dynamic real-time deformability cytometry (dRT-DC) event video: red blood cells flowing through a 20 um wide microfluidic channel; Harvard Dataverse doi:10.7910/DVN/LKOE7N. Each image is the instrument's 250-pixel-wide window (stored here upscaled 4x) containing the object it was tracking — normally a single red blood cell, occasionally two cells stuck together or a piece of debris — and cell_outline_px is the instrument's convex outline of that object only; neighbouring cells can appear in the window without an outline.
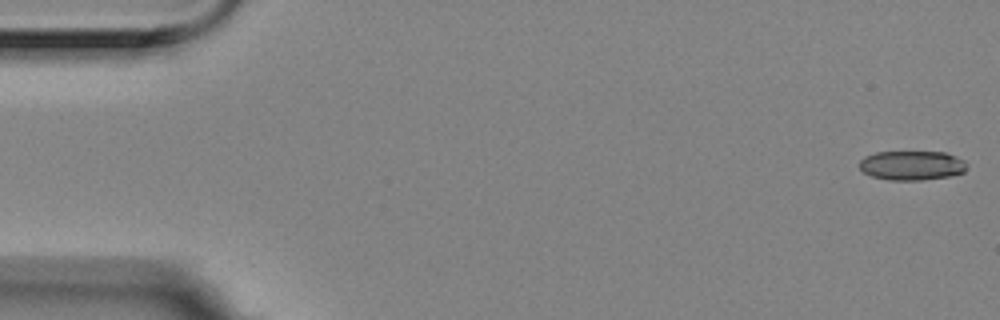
{"species": "Egyptian fruit bat (a non-hibernating species)", "species_latin": "Rousettus aegyptiacus", "temperature_condition": "room temperature", "stored_images_in_passage": 5, "camera_frame_rate_fps": 3000, "um_per_image_px": 0.085, "animal": {"sex": "female"}, "frame": {"image": 1, "passage_image": 1, "time_ms": 0.0, "image_size_px": [1000, 320], "cell_outline_px": [[968, 168], [964, 172], [948, 176], [924, 180], [888, 180], [872, 176], [864, 172], [860, 168], [860, 160], [864, 156], [876, 152], [944, 152], [956, 156], [964, 160], [968, 164]], "centroid_in_image_um": [77.53, 14.06], "position_along_channel_um": 7.5, "area_um2": 18.5}}
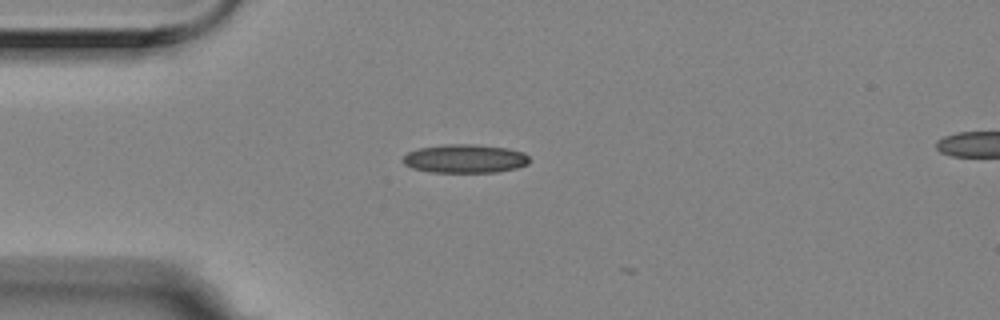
{"frame": {"image": 2, "passage_image": 4, "time_ms": 1.0, "image_size_px": [1000, 320], "cell_outline_px": [[528, 164], [516, 168], [496, 172], [428, 172], [412, 168], [404, 164], [400, 160], [408, 152], [420, 148], [444, 144], [476, 144], [508, 148], [524, 152], [528, 156]], "centroid_in_image_um": [39.5, 13.48], "position_along_channel_um": 45.5, "area_um2": 21.21}}